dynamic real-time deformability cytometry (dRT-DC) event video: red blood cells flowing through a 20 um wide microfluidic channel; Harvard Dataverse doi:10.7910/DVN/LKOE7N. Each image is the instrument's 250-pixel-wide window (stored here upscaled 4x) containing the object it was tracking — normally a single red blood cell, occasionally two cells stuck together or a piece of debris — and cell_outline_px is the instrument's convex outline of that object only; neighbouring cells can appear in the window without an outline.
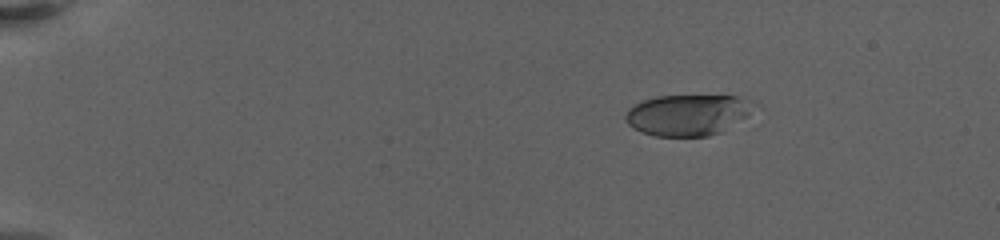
{"species": "human", "species_latin": "Homo sapiens", "temperature_condition": "warm", "stored_images_in_passage": 28, "camera_frame_rate_fps": 3000, "um_per_image_px": 0.085, "donor": {"sex": "female"}, "frame": {"image": 1, "passage_image": 4, "time_ms": 3.333, "image_size_px": [1000, 240], "cell_outline_px": [[760, 104], [748, 116], [720, 132], [708, 136], [656, 136], [644, 132], [628, 124], [624, 116], [636, 104], [644, 100], [656, 96], [736, 96], [752, 100]], "centroid_in_image_um": [58.55, 9.75], "position_along_channel_um": 26.4, "area_um2": 30.58}}
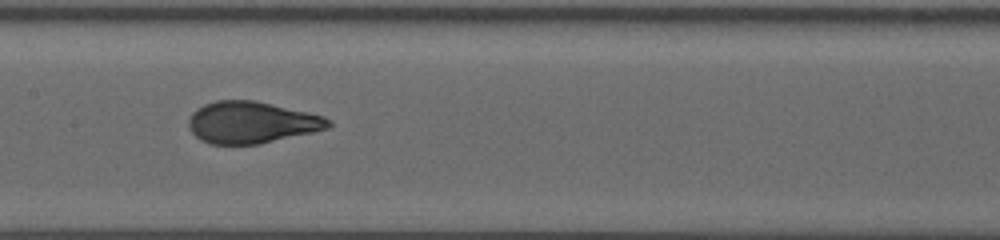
{"frame": {"image": 2, "passage_image": 14, "time_ms": 11.667, "image_size_px": [1000, 240], "cell_outline_px": [[332, 124], [328, 128], [312, 132], [256, 144], [212, 144], [200, 140], [188, 128], [188, 120], [192, 112], [196, 108], [204, 104], [216, 100], [256, 100], [324, 116], [332, 120]], "centroid_in_image_um": [21.35, 10.39], "position_along_channel_um": 186.0, "area_um2": 33.93}}
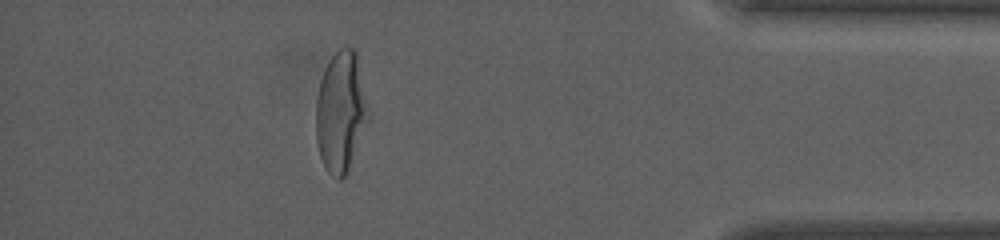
{"frame": {"image": 3, "passage_image": 25, "time_ms": 19.667, "image_size_px": [1000, 240], "cell_outline_px": [[372, 116], [348, 172], [340, 180], [336, 180], [324, 168], [320, 156], [316, 140], [316, 100], [320, 80], [332, 56], [344, 44], [356, 48], [372, 112]], "centroid_in_image_um": [29.04, 9.5], "position_along_channel_um": 406.2, "area_um2": 38.32}, "authors_computed_cell_mechanics": {"area_um2": 33.9286, "velocity_mm_per_s": 3.1747, "shape_relaxation_time_tau1_ms": 5.1075, "shape_relaxation_time_tau2_ms": null, "deformation_change_tau1": 0.1971, "deformation_change_tau2": null}}